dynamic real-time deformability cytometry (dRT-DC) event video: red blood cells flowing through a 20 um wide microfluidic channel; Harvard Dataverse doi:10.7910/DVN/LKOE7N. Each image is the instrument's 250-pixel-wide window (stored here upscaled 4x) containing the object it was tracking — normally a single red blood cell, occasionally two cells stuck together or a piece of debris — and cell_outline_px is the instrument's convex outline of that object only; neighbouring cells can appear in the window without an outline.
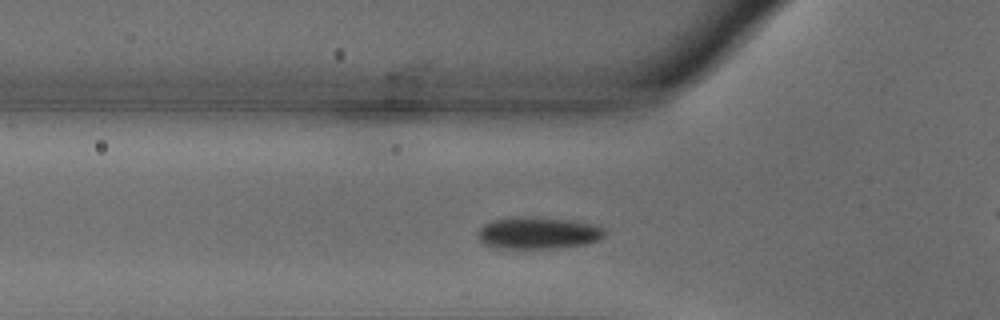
{"species": "common noctule bat (a hibernating species)", "species_latin": "Nyctalus noctula", "temperature_condition": "warm", "stored_images_in_passage": 46, "camera_frame_rate_fps": 3000, "um_per_image_px": 0.085, "animal": {"sex": "male", "body_mass_g": 18.8}, "frame": {"image": 1, "passage_image": 8, "time_ms": 2.333, "image_size_px": [1000, 320], "cell_outline_px": [[604, 236], [600, 240], [588, 244], [560, 248], [496, 248], [484, 244], [480, 240], [476, 232], [484, 224], [492, 220], [572, 220], [592, 224], [604, 228]], "centroid_in_image_um": [45.78, 19.87], "position_along_channel_um": 80.0, "area_um2": 22.6}}
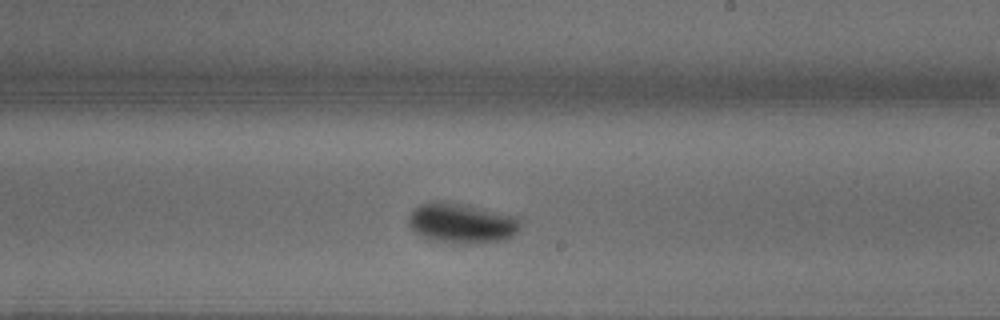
{"frame": {"image": 2, "passage_image": 22, "time_ms": 7.0, "image_size_px": [1000, 320], "cell_outline_px": [[520, 228], [512, 236], [504, 240], [476, 244], [456, 244], [424, 240], [408, 224], [408, 216], [420, 204], [428, 200], [444, 200], [468, 204], [520, 216]], "centroid_in_image_um": [39.24, 18.96], "position_along_channel_um": 249.8, "area_um2": 27.22}}
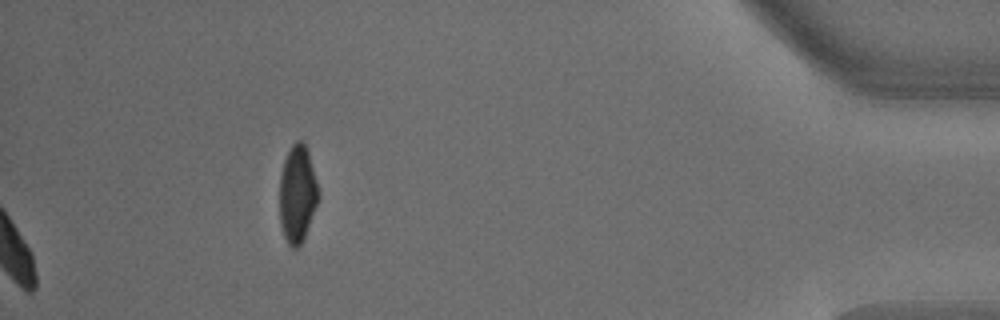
{"frame": {"image": 3, "passage_image": 46, "time_ms": 15.0, "image_size_px": [1000, 320], "cell_outline_px": [[320, 200], [304, 240], [296, 248], [292, 248], [288, 244], [284, 236], [280, 224], [280, 176], [284, 160], [292, 144], [296, 140], [304, 140], [308, 152], [320, 192]], "centroid_in_image_um": [25.31, 16.51], "position_along_channel_um": 409.9, "area_um2": 22.43}, "authors_computed_cell_mechanics": {"area_um2": 22.7443, "velocity_mm_per_s": 3.6234, "shape_relaxation_time_tau1_ms": 2.3635, "shape_relaxation_time_tau2_ms": null, "deformation_change_tau1": 0.1189, "deformation_change_tau2": null}}